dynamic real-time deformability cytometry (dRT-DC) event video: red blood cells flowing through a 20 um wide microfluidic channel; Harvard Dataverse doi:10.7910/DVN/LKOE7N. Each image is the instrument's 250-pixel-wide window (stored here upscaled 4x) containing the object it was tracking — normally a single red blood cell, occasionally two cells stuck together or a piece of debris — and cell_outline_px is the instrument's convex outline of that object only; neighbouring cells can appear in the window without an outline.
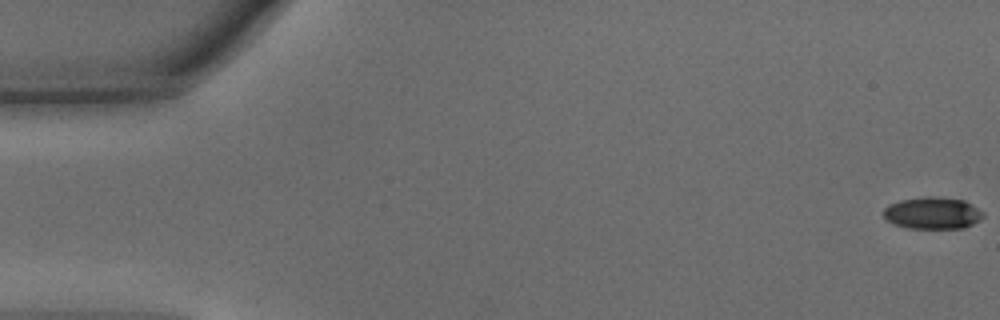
{"species": "common noctule bat (a hibernating species)", "species_latin": "Nyctalus noctula", "temperature_condition": "warm", "stored_images_in_passage": 47, "camera_frame_rate_fps": 3000, "um_per_image_px": 0.085, "animal": {"sex": "male", "body_mass_g": 15.6}, "frame": {"image": 1, "passage_image": 1, "time_ms": 0.0, "image_size_px": [1000, 320], "cell_outline_px": [[984, 216], [980, 220], [964, 228], [908, 228], [892, 224], [884, 216], [884, 208], [888, 204], [900, 200], [924, 196], [936, 196], [964, 200], [984, 212]], "centroid_in_image_um": [79.26, 18.1], "position_along_channel_um": 5.7, "area_um2": 18.67}}
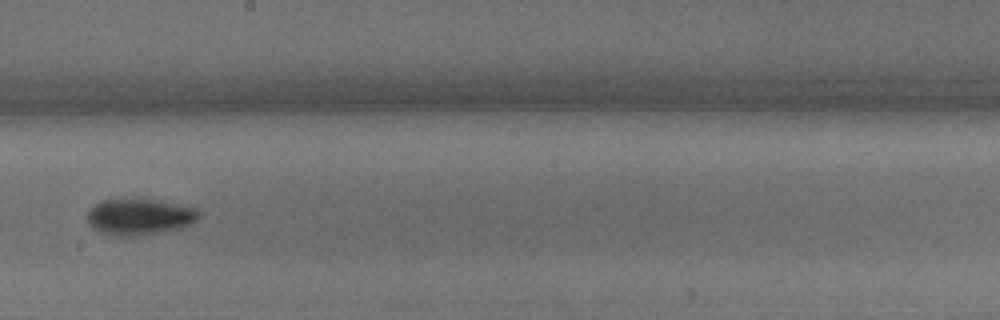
{"frame": {"image": 2, "passage_image": 27, "time_ms": 8.667, "image_size_px": [1000, 320], "cell_outline_px": [[200, 216], [192, 224], [180, 228], [160, 232], [136, 236], [116, 236], [100, 232], [88, 224], [88, 212], [96, 204], [104, 200], [160, 200], [196, 208], [200, 212]], "centroid_in_image_um": [11.89, 18.44], "position_along_channel_um": 236.3, "area_um2": 23.29}}
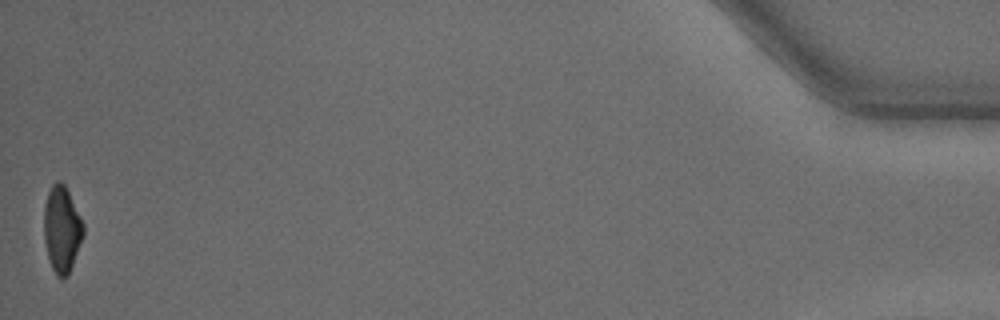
{"frame": {"image": 3, "passage_image": 47, "time_ms": 15.333, "image_size_px": [1000, 320], "cell_outline_px": [[84, 236], [72, 264], [68, 272], [64, 276], [56, 276], [48, 260], [44, 240], [44, 208], [48, 192], [52, 184], [56, 180], [60, 180], [64, 184], [84, 224]], "centroid_in_image_um": [5.24, 19.46], "position_along_channel_um": 430.0, "area_um2": 19.59}, "authors_computed_cell_mechanics": {"area_um2": 20.8658, "velocity_mm_per_s": 4.3619, "shape_relaxation_time_tau1_ms": 2.4607, "shape_relaxation_time_tau2_ms": 4.7212, "deformation_change_tau1": 0.1493, "deformation_change_tau2": 0.11}}